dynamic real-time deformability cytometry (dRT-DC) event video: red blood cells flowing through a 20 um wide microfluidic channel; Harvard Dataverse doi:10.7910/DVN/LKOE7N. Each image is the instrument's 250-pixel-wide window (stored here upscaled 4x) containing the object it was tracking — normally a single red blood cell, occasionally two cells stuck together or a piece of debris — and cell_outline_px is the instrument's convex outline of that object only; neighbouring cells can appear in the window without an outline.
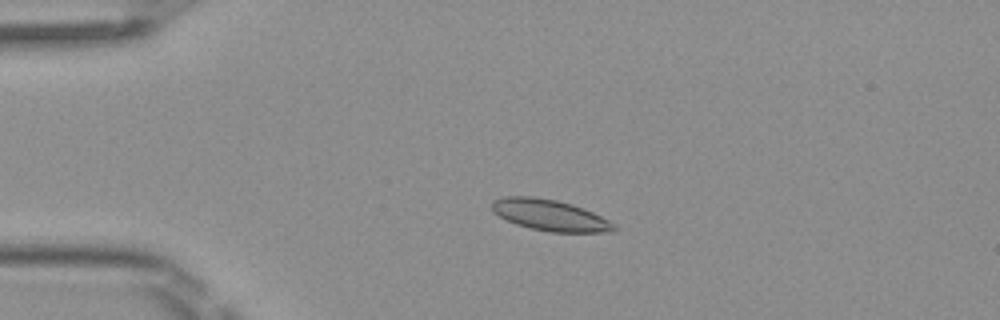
{"species": "Egyptian fruit bat (a non-hibernating species)", "species_latin": "Rousettus aegyptiacus", "temperature_condition": "room temperature", "stored_images_in_passage": 5, "camera_frame_rate_fps": 3000, "um_per_image_px": 0.085, "frame": {"image": 1, "passage_image": 4, "time_ms": 1.0, "image_size_px": [1000, 320], "cell_outline_px": [[616, 232], [548, 232], [516, 224], [492, 212], [492, 200], [504, 196], [532, 196], [556, 200], [572, 204], [592, 212], [616, 224]], "centroid_in_image_um": [46.74, 18.29], "position_along_channel_um": 38.3, "area_um2": 22.14}}